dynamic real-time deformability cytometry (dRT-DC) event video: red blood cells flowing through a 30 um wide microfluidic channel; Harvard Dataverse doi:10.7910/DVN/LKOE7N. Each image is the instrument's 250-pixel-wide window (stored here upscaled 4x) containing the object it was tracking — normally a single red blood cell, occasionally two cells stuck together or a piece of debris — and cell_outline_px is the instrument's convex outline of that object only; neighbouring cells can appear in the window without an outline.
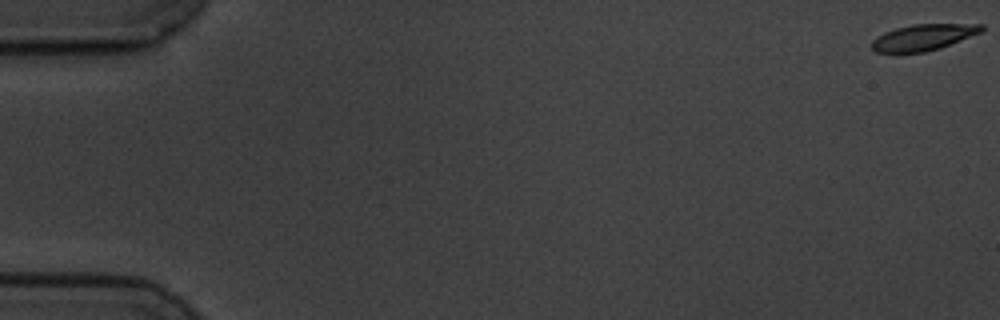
{"species": "common noctule bat (a hibernating species)", "species_latin": "Nyctalus noctula", "temperature_condition": "cold", "stored_images_in_passage": 3, "camera_frame_rate_fps": 3000, "um_per_image_px": 0.085, "animal": {"sex": "male", "body_mass_g": 19.5, "forearm_length_mm": 54.6}, "frame": {"image": 1, "passage_image": 1, "time_ms": 0.0, "image_size_px": [1000, 320], "cell_outline_px": [[984, 32], [940, 48], [924, 52], [876, 52], [872, 48], [872, 40], [876, 36], [884, 32], [896, 28], [912, 24], [984, 24]], "centroid_in_image_um": [78.52, 3.16], "position_along_channel_um": 6.5, "area_um2": 16.82}}